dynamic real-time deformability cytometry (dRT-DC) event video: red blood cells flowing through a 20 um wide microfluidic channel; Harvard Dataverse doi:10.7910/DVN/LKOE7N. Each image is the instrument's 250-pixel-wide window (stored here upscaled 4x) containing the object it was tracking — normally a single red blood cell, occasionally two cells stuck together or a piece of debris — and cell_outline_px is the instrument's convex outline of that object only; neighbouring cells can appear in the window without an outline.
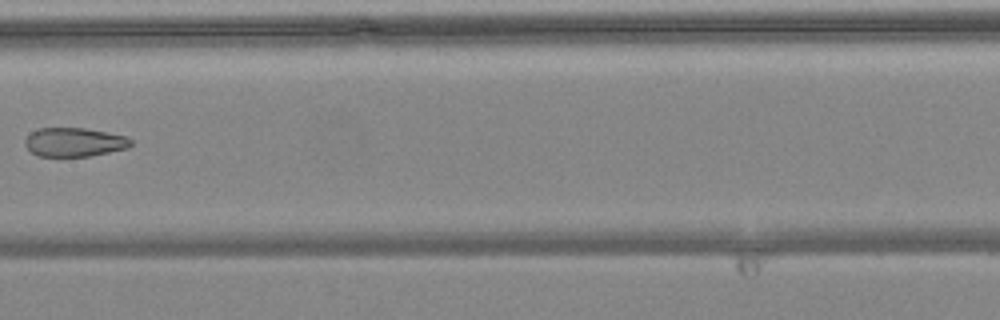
{"species": "common noctule bat (a hibernating species)", "species_latin": "Nyctalus noctula", "temperature_condition": "warm", "stored_images_in_passage": 7, "camera_frame_rate_fps": 3000, "um_per_image_px": 0.085, "animal": {"sex": "female", "body_mass_g": 24.6, "forearm_length_mm": 56.2}, "frame": {"image": 1, "passage_image": 7, "time_ms": 2.0, "image_size_px": [1000, 320], "cell_outline_px": [[132, 144], [128, 148], [88, 156], [36, 156], [24, 144], [24, 140], [32, 132], [40, 128], [84, 128], [128, 136], [132, 140]], "centroid_in_image_um": [6.33, 12.08], "position_along_channel_um": 201.1, "area_um2": 17.74}}